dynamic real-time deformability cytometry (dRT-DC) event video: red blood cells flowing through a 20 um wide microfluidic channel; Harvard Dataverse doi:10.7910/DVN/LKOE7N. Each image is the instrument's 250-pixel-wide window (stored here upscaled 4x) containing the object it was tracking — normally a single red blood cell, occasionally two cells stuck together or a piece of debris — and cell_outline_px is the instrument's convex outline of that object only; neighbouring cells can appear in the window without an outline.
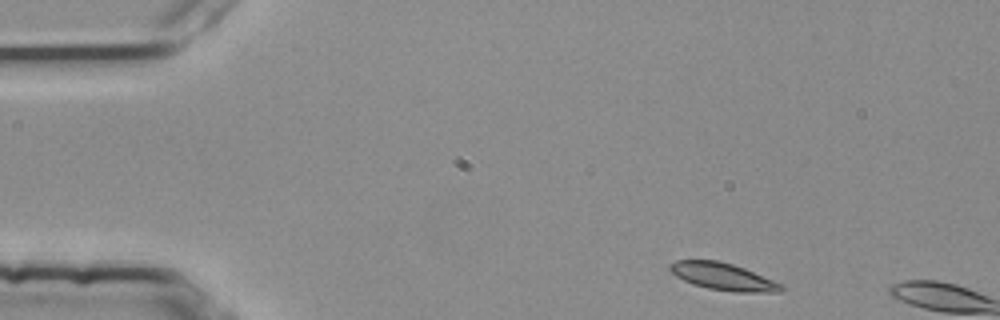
{"species": "common noctule bat (a hibernating species)", "species_latin": "Nyctalus noctula", "temperature_condition": "room temperature", "stored_images_in_passage": 2, "camera_frame_rate_fps": 3000, "um_per_image_px": 0.085, "animal": {"sex": "female", "body_mass_g": 25.1}, "frame": {"image": 1, "passage_image": 1, "time_ms": 0.0, "image_size_px": [1000, 320], "cell_outline_px": [[784, 288], [780, 292], [736, 292], [708, 288], [692, 284], [676, 276], [668, 268], [668, 264], [676, 260], [716, 260], [732, 264], [744, 268], [772, 280], [780, 284]], "centroid_in_image_um": [61.41, 23.5], "position_along_channel_um": 23.6, "area_um2": 17.4}}